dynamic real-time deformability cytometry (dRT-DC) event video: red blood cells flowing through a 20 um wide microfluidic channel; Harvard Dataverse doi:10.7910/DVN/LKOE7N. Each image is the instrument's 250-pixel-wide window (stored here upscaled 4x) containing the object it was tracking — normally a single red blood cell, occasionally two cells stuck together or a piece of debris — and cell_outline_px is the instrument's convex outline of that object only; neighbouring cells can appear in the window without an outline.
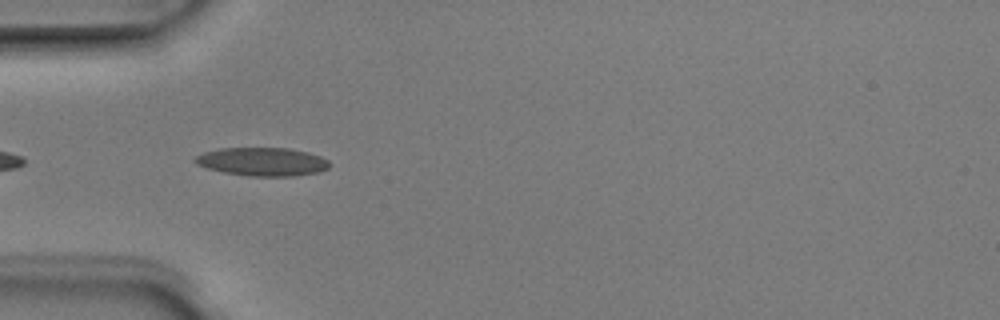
{"species": "Egyptian fruit bat (a non-hibernating species)", "species_latin": "Rousettus aegyptiacus", "temperature_condition": "room temperature", "stored_images_in_passage": 6, "camera_frame_rate_fps": 3000, "um_per_image_px": 0.085, "animal": {"sex": "male"}, "frame": {"image": 1, "passage_image": 4, "time_ms": 1.0, "image_size_px": [1000, 320], "cell_outline_px": [[328, 168], [320, 172], [296, 176], [248, 176], [224, 172], [208, 168], [196, 164], [192, 160], [196, 156], [204, 152], [220, 148], [288, 148], [308, 152], [320, 156], [328, 160]], "centroid_in_image_um": [22.3, 13.74], "position_along_channel_um": 62.7, "area_um2": 22.25}}
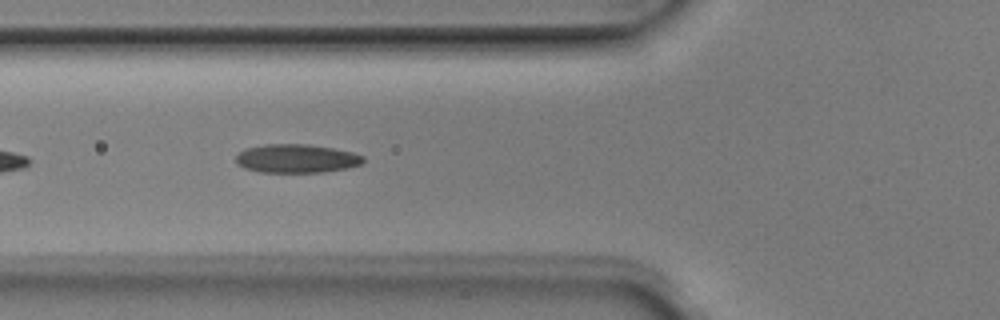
{"frame": {"image": 2, "passage_image": 5, "time_ms": 1.333, "image_size_px": [1000, 320], "cell_outline_px": [[364, 160], [360, 164], [348, 168], [324, 172], [260, 172], [244, 168], [236, 164], [236, 156], [244, 148], [264, 144], [308, 144], [332, 148], [352, 152], [364, 156]], "centroid_in_image_um": [25.17, 13.47], "position_along_channel_um": 100.6, "area_um2": 21.33}}
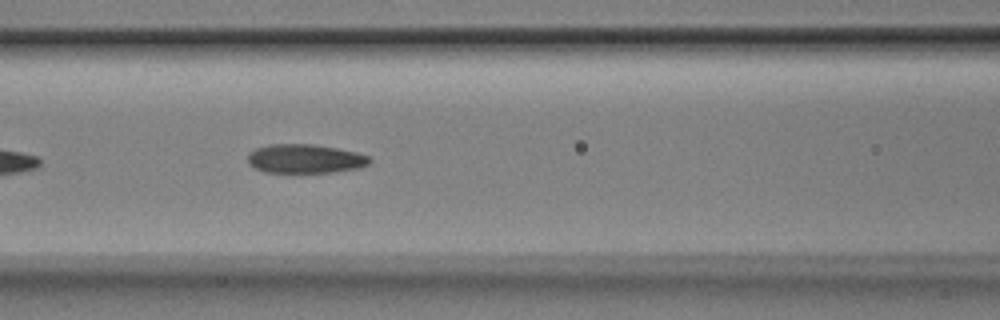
{"frame": {"image": 3, "passage_image": 6, "time_ms": 1.667, "image_size_px": [1000, 320], "cell_outline_px": [[372, 160], [368, 164], [360, 168], [332, 172], [264, 172], [248, 164], [248, 152], [256, 148], [268, 144], [312, 144], [336, 148], [356, 152], [368, 156]], "centroid_in_image_um": [25.91, 13.49], "position_along_channel_um": 140.7, "area_um2": 20.58}}